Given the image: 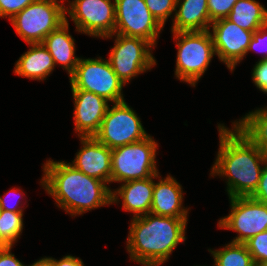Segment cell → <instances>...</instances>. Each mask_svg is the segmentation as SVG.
<instances>
[{
    "instance_id": "cell-29",
    "label": "cell",
    "mask_w": 267,
    "mask_h": 266,
    "mask_svg": "<svg viewBox=\"0 0 267 266\" xmlns=\"http://www.w3.org/2000/svg\"><path fill=\"white\" fill-rule=\"evenodd\" d=\"M252 78L256 87L267 94V58L257 62L252 72Z\"/></svg>"
},
{
    "instance_id": "cell-18",
    "label": "cell",
    "mask_w": 267,
    "mask_h": 266,
    "mask_svg": "<svg viewBox=\"0 0 267 266\" xmlns=\"http://www.w3.org/2000/svg\"><path fill=\"white\" fill-rule=\"evenodd\" d=\"M172 32L207 31L211 27L207 0H177Z\"/></svg>"
},
{
    "instance_id": "cell-28",
    "label": "cell",
    "mask_w": 267,
    "mask_h": 266,
    "mask_svg": "<svg viewBox=\"0 0 267 266\" xmlns=\"http://www.w3.org/2000/svg\"><path fill=\"white\" fill-rule=\"evenodd\" d=\"M35 0H0V17H7L11 20L18 12Z\"/></svg>"
},
{
    "instance_id": "cell-25",
    "label": "cell",
    "mask_w": 267,
    "mask_h": 266,
    "mask_svg": "<svg viewBox=\"0 0 267 266\" xmlns=\"http://www.w3.org/2000/svg\"><path fill=\"white\" fill-rule=\"evenodd\" d=\"M244 244L256 266L267 264V230L249 238Z\"/></svg>"
},
{
    "instance_id": "cell-31",
    "label": "cell",
    "mask_w": 267,
    "mask_h": 266,
    "mask_svg": "<svg viewBox=\"0 0 267 266\" xmlns=\"http://www.w3.org/2000/svg\"><path fill=\"white\" fill-rule=\"evenodd\" d=\"M263 165L264 167L261 173L258 187L251 195V197L267 205V157Z\"/></svg>"
},
{
    "instance_id": "cell-30",
    "label": "cell",
    "mask_w": 267,
    "mask_h": 266,
    "mask_svg": "<svg viewBox=\"0 0 267 266\" xmlns=\"http://www.w3.org/2000/svg\"><path fill=\"white\" fill-rule=\"evenodd\" d=\"M255 49L265 51L266 55L262 59L267 58V23L253 32L247 52Z\"/></svg>"
},
{
    "instance_id": "cell-8",
    "label": "cell",
    "mask_w": 267,
    "mask_h": 266,
    "mask_svg": "<svg viewBox=\"0 0 267 266\" xmlns=\"http://www.w3.org/2000/svg\"><path fill=\"white\" fill-rule=\"evenodd\" d=\"M148 136L139 117L125 100L115 103L111 109L108 108L99 131L94 135L110 149L143 140Z\"/></svg>"
},
{
    "instance_id": "cell-13",
    "label": "cell",
    "mask_w": 267,
    "mask_h": 266,
    "mask_svg": "<svg viewBox=\"0 0 267 266\" xmlns=\"http://www.w3.org/2000/svg\"><path fill=\"white\" fill-rule=\"evenodd\" d=\"M214 51L221 62L233 71L247 53L254 31L242 29L227 18L211 23Z\"/></svg>"
},
{
    "instance_id": "cell-14",
    "label": "cell",
    "mask_w": 267,
    "mask_h": 266,
    "mask_svg": "<svg viewBox=\"0 0 267 266\" xmlns=\"http://www.w3.org/2000/svg\"><path fill=\"white\" fill-rule=\"evenodd\" d=\"M75 131L80 137L94 136L109 108L108 100L89 91L72 89Z\"/></svg>"
},
{
    "instance_id": "cell-26",
    "label": "cell",
    "mask_w": 267,
    "mask_h": 266,
    "mask_svg": "<svg viewBox=\"0 0 267 266\" xmlns=\"http://www.w3.org/2000/svg\"><path fill=\"white\" fill-rule=\"evenodd\" d=\"M147 8L163 27L166 20L171 16L172 12L176 10L177 0H144Z\"/></svg>"
},
{
    "instance_id": "cell-12",
    "label": "cell",
    "mask_w": 267,
    "mask_h": 266,
    "mask_svg": "<svg viewBox=\"0 0 267 266\" xmlns=\"http://www.w3.org/2000/svg\"><path fill=\"white\" fill-rule=\"evenodd\" d=\"M65 12L71 16L76 31L109 38L115 30V3L111 0H74Z\"/></svg>"
},
{
    "instance_id": "cell-4",
    "label": "cell",
    "mask_w": 267,
    "mask_h": 266,
    "mask_svg": "<svg viewBox=\"0 0 267 266\" xmlns=\"http://www.w3.org/2000/svg\"><path fill=\"white\" fill-rule=\"evenodd\" d=\"M172 33L178 40L175 75L194 87L215 54L211 32L207 30Z\"/></svg>"
},
{
    "instance_id": "cell-24",
    "label": "cell",
    "mask_w": 267,
    "mask_h": 266,
    "mask_svg": "<svg viewBox=\"0 0 267 266\" xmlns=\"http://www.w3.org/2000/svg\"><path fill=\"white\" fill-rule=\"evenodd\" d=\"M23 212L1 210L0 247L13 246L23 229Z\"/></svg>"
},
{
    "instance_id": "cell-20",
    "label": "cell",
    "mask_w": 267,
    "mask_h": 266,
    "mask_svg": "<svg viewBox=\"0 0 267 266\" xmlns=\"http://www.w3.org/2000/svg\"><path fill=\"white\" fill-rule=\"evenodd\" d=\"M31 48L15 64V74L30 79L44 80L53 71L55 64L42 43L28 44Z\"/></svg>"
},
{
    "instance_id": "cell-15",
    "label": "cell",
    "mask_w": 267,
    "mask_h": 266,
    "mask_svg": "<svg viewBox=\"0 0 267 266\" xmlns=\"http://www.w3.org/2000/svg\"><path fill=\"white\" fill-rule=\"evenodd\" d=\"M80 139L83 144L82 149L70 165L87 176L97 178L106 184L110 183L112 150L94 136L80 137Z\"/></svg>"
},
{
    "instance_id": "cell-3",
    "label": "cell",
    "mask_w": 267,
    "mask_h": 266,
    "mask_svg": "<svg viewBox=\"0 0 267 266\" xmlns=\"http://www.w3.org/2000/svg\"><path fill=\"white\" fill-rule=\"evenodd\" d=\"M187 218L159 216L151 213L132 219L127 250L133 261L144 266H159L173 249L185 240Z\"/></svg>"
},
{
    "instance_id": "cell-7",
    "label": "cell",
    "mask_w": 267,
    "mask_h": 266,
    "mask_svg": "<svg viewBox=\"0 0 267 266\" xmlns=\"http://www.w3.org/2000/svg\"><path fill=\"white\" fill-rule=\"evenodd\" d=\"M71 89H79L102 96L108 101H124V83L114 73L108 60L79 59L75 71L70 75Z\"/></svg>"
},
{
    "instance_id": "cell-27",
    "label": "cell",
    "mask_w": 267,
    "mask_h": 266,
    "mask_svg": "<svg viewBox=\"0 0 267 266\" xmlns=\"http://www.w3.org/2000/svg\"><path fill=\"white\" fill-rule=\"evenodd\" d=\"M238 0H207L210 21L227 18Z\"/></svg>"
},
{
    "instance_id": "cell-34",
    "label": "cell",
    "mask_w": 267,
    "mask_h": 266,
    "mask_svg": "<svg viewBox=\"0 0 267 266\" xmlns=\"http://www.w3.org/2000/svg\"><path fill=\"white\" fill-rule=\"evenodd\" d=\"M55 266H84L83 262L79 258L67 255L60 260L55 259Z\"/></svg>"
},
{
    "instance_id": "cell-16",
    "label": "cell",
    "mask_w": 267,
    "mask_h": 266,
    "mask_svg": "<svg viewBox=\"0 0 267 266\" xmlns=\"http://www.w3.org/2000/svg\"><path fill=\"white\" fill-rule=\"evenodd\" d=\"M182 201L181 185L168 175L164 180L154 182L150 213L165 217L187 218L188 209L182 207Z\"/></svg>"
},
{
    "instance_id": "cell-2",
    "label": "cell",
    "mask_w": 267,
    "mask_h": 266,
    "mask_svg": "<svg viewBox=\"0 0 267 266\" xmlns=\"http://www.w3.org/2000/svg\"><path fill=\"white\" fill-rule=\"evenodd\" d=\"M41 185L66 212L79 215L112 203V191L104 181L87 176L70 163L46 161Z\"/></svg>"
},
{
    "instance_id": "cell-11",
    "label": "cell",
    "mask_w": 267,
    "mask_h": 266,
    "mask_svg": "<svg viewBox=\"0 0 267 266\" xmlns=\"http://www.w3.org/2000/svg\"><path fill=\"white\" fill-rule=\"evenodd\" d=\"M114 35L140 37L156 44L162 26L153 17L144 0H114Z\"/></svg>"
},
{
    "instance_id": "cell-5",
    "label": "cell",
    "mask_w": 267,
    "mask_h": 266,
    "mask_svg": "<svg viewBox=\"0 0 267 266\" xmlns=\"http://www.w3.org/2000/svg\"><path fill=\"white\" fill-rule=\"evenodd\" d=\"M157 145L148 136L111 149V182L141 180L159 175L155 162Z\"/></svg>"
},
{
    "instance_id": "cell-32",
    "label": "cell",
    "mask_w": 267,
    "mask_h": 266,
    "mask_svg": "<svg viewBox=\"0 0 267 266\" xmlns=\"http://www.w3.org/2000/svg\"><path fill=\"white\" fill-rule=\"evenodd\" d=\"M11 249L12 246L0 247V266H25L15 258Z\"/></svg>"
},
{
    "instance_id": "cell-33",
    "label": "cell",
    "mask_w": 267,
    "mask_h": 266,
    "mask_svg": "<svg viewBox=\"0 0 267 266\" xmlns=\"http://www.w3.org/2000/svg\"><path fill=\"white\" fill-rule=\"evenodd\" d=\"M17 191H18V189H11L10 191H8V193H6L4 195V198H2L0 196V208L2 210H7L10 212H23L22 208L20 206L18 207V204H17V203H21L20 200H18V202H16L14 206L8 205V203H7L8 201L6 200V197L8 198L10 196V194H12V193L16 194Z\"/></svg>"
},
{
    "instance_id": "cell-9",
    "label": "cell",
    "mask_w": 267,
    "mask_h": 266,
    "mask_svg": "<svg viewBox=\"0 0 267 266\" xmlns=\"http://www.w3.org/2000/svg\"><path fill=\"white\" fill-rule=\"evenodd\" d=\"M116 35L115 45L108 61L117 77L126 84L132 77L151 69L156 64L150 52L153 45L140 37Z\"/></svg>"
},
{
    "instance_id": "cell-23",
    "label": "cell",
    "mask_w": 267,
    "mask_h": 266,
    "mask_svg": "<svg viewBox=\"0 0 267 266\" xmlns=\"http://www.w3.org/2000/svg\"><path fill=\"white\" fill-rule=\"evenodd\" d=\"M214 257V266H256L244 243L231 242L222 250H209Z\"/></svg>"
},
{
    "instance_id": "cell-1",
    "label": "cell",
    "mask_w": 267,
    "mask_h": 266,
    "mask_svg": "<svg viewBox=\"0 0 267 266\" xmlns=\"http://www.w3.org/2000/svg\"><path fill=\"white\" fill-rule=\"evenodd\" d=\"M232 130L219 125L220 148L211 173L228 177L229 198L251 196L258 187L267 154L234 124Z\"/></svg>"
},
{
    "instance_id": "cell-6",
    "label": "cell",
    "mask_w": 267,
    "mask_h": 266,
    "mask_svg": "<svg viewBox=\"0 0 267 266\" xmlns=\"http://www.w3.org/2000/svg\"><path fill=\"white\" fill-rule=\"evenodd\" d=\"M35 0L10 21L16 33L28 44L42 43L44 38L65 22L63 0Z\"/></svg>"
},
{
    "instance_id": "cell-22",
    "label": "cell",
    "mask_w": 267,
    "mask_h": 266,
    "mask_svg": "<svg viewBox=\"0 0 267 266\" xmlns=\"http://www.w3.org/2000/svg\"><path fill=\"white\" fill-rule=\"evenodd\" d=\"M234 125L267 154V108L249 112Z\"/></svg>"
},
{
    "instance_id": "cell-35",
    "label": "cell",
    "mask_w": 267,
    "mask_h": 266,
    "mask_svg": "<svg viewBox=\"0 0 267 266\" xmlns=\"http://www.w3.org/2000/svg\"><path fill=\"white\" fill-rule=\"evenodd\" d=\"M29 266H55V259L45 257Z\"/></svg>"
},
{
    "instance_id": "cell-19",
    "label": "cell",
    "mask_w": 267,
    "mask_h": 266,
    "mask_svg": "<svg viewBox=\"0 0 267 266\" xmlns=\"http://www.w3.org/2000/svg\"><path fill=\"white\" fill-rule=\"evenodd\" d=\"M68 29L69 23L65 18L63 24L44 38L42 45L51 54L54 64H61L70 76L75 71L80 58L75 57L74 39Z\"/></svg>"
},
{
    "instance_id": "cell-21",
    "label": "cell",
    "mask_w": 267,
    "mask_h": 266,
    "mask_svg": "<svg viewBox=\"0 0 267 266\" xmlns=\"http://www.w3.org/2000/svg\"><path fill=\"white\" fill-rule=\"evenodd\" d=\"M248 31H256L267 23V10L255 0H238L227 17Z\"/></svg>"
},
{
    "instance_id": "cell-10",
    "label": "cell",
    "mask_w": 267,
    "mask_h": 266,
    "mask_svg": "<svg viewBox=\"0 0 267 266\" xmlns=\"http://www.w3.org/2000/svg\"><path fill=\"white\" fill-rule=\"evenodd\" d=\"M229 199L230 214L220 219L218 226L239 233L232 242L245 243L249 238L267 230V205L251 196Z\"/></svg>"
},
{
    "instance_id": "cell-17",
    "label": "cell",
    "mask_w": 267,
    "mask_h": 266,
    "mask_svg": "<svg viewBox=\"0 0 267 266\" xmlns=\"http://www.w3.org/2000/svg\"><path fill=\"white\" fill-rule=\"evenodd\" d=\"M124 182L116 191L112 192V203L118 202V196L123 200V209L133 212L134 218L150 213L154 189L153 178ZM118 195V196H117Z\"/></svg>"
}]
</instances>
